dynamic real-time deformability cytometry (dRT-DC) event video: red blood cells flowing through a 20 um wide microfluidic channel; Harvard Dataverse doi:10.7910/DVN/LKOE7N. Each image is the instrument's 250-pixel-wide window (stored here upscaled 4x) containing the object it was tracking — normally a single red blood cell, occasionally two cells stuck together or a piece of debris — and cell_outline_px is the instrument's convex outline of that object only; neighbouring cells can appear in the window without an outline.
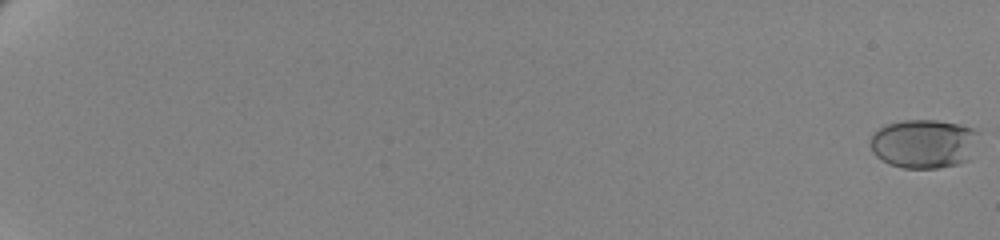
{"species": "human", "species_latin": "Homo sapiens", "temperature_condition": "cold", "stored_images_in_passage": 64, "camera_frame_rate_fps": 3000, "um_per_image_px": 0.085, "donor": {"sex": "female"}, "frame": {"image": 1, "passage_image": 1, "time_ms": 0.0, "image_size_px": [1000, 240], "cell_outline_px": [[980, 132], [968, 160], [960, 164], [936, 168], [904, 168], [888, 164], [876, 156], [872, 152], [872, 132], [888, 124], [904, 120], [936, 120], [960, 124], [972, 128]], "centroid_in_image_um": [78.53, 12.21], "position_along_channel_um": 6.5, "area_um2": 30.92}}
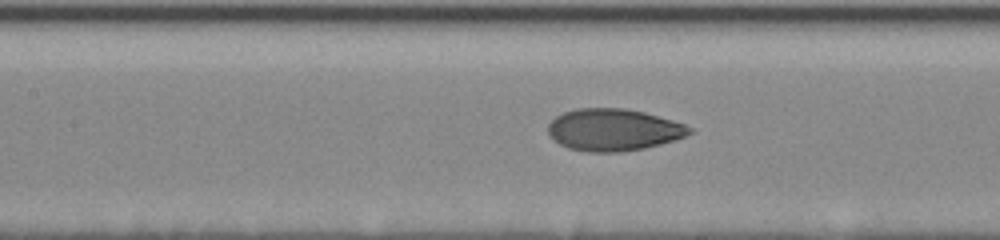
{"frame": {"image": 2, "passage_image": 35, "time_ms": 11.333, "image_size_px": [1000, 240], "cell_outline_px": [[692, 132], [676, 140], [644, 148], [620, 152], [588, 152], [568, 148], [552, 140], [548, 136], [548, 124], [556, 116], [564, 112], [576, 108], [624, 108], [644, 112], [672, 120], [684, 124], [692, 128]], "centroid_in_image_um": [52.11, 11.03], "position_along_channel_um": 155.3, "area_um2": 34.74}}
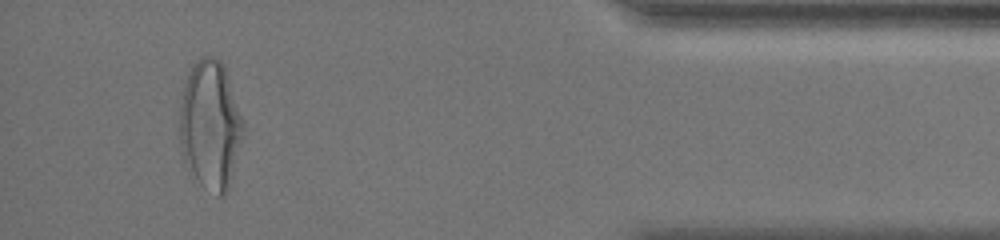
{"frame": {"image": 3, "passage_image": 61, "time_ms": 20.0, "image_size_px": [1000, 240], "cell_outline_px": [[244, 136], [228, 192], [224, 196], [216, 196], [204, 188], [188, 172], [184, 160], [180, 144], [180, 108], [184, 84], [188, 72], [204, 56], [216, 56], [220, 60], [224, 68], [244, 120]], "centroid_in_image_um": [17.89, 10.72], "position_along_channel_um": 417.3, "area_um2": 48.15}, "authors_computed_cell_mechanics": {"area_um2": 33.7263, "velocity_mm_per_s": 3.454, "shape_relaxation_time_tau1_ms": 4.0632, "shape_relaxation_time_tau2_ms": 0.9693, "deformation_change_tau1": 0.1668, "deformation_change_tau2": 0.0501}}